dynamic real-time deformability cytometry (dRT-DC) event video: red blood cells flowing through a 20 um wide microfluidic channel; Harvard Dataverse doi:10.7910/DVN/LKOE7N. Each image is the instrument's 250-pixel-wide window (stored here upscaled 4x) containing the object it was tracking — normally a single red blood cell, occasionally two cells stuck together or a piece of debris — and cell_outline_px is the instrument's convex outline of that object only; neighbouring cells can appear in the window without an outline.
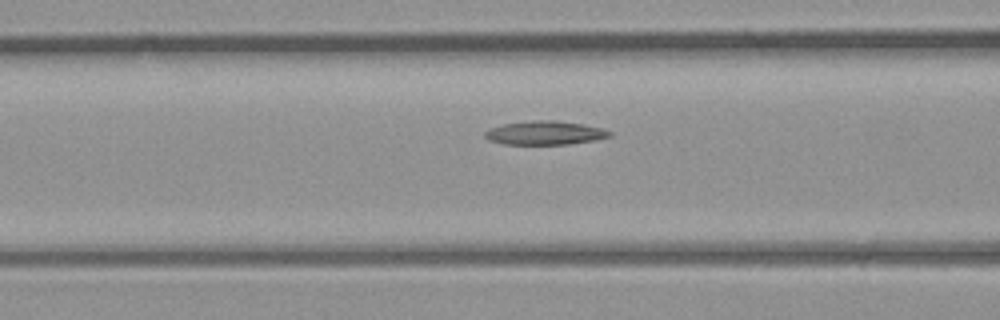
{"species": "common noctule bat (a hibernating species)", "species_latin": "Nyctalus noctula", "temperature_condition": "room temperature", "stored_images_in_passage": 4, "camera_frame_rate_fps": 3000, "um_per_image_px": 0.085, "animal": {"sex": "male", "body_mass_g": 23.1, "forearm_length_mm": 52.7}, "frame": {"image": 1, "passage_image": 3, "time_ms": 2.333, "image_size_px": [1000, 320], "cell_outline_px": [[612, 136], [596, 140], [568, 144], [504, 144], [488, 140], [484, 136], [484, 132], [488, 128], [504, 124], [532, 120], [556, 120], [584, 124], [604, 128], [612, 132]], "centroid_in_image_um": [46.34, 11.29], "position_along_channel_um": 120.3, "area_um2": 17.46}}